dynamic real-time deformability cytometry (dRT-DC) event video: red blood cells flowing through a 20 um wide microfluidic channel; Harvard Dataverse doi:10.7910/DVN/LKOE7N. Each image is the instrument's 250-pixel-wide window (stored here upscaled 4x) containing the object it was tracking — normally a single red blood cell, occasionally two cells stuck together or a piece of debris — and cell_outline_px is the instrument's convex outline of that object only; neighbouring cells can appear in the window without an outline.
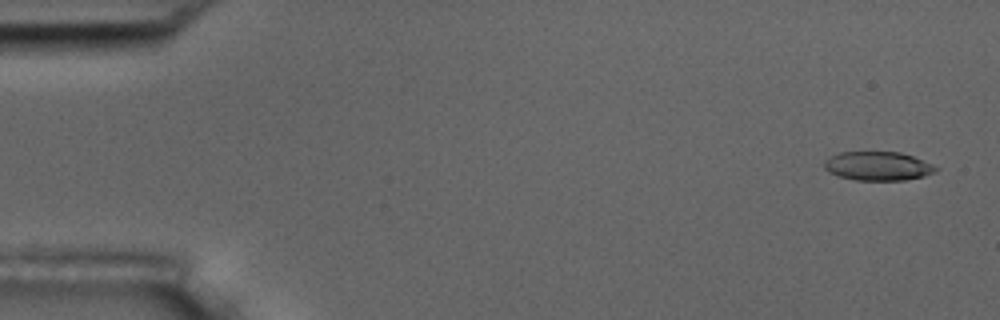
{"species": "common noctule bat (a hibernating species)", "species_latin": "Nyctalus noctula", "temperature_condition": "room temperature", "stored_images_in_passage": 9, "camera_frame_rate_fps": 3000, "um_per_image_px": 0.085, "animal": {"sex": "male", "body_mass_g": 17.5, "forearm_length_mm": 52.3}, "frame": {"image": 1, "passage_image": 1, "time_ms": 0.0, "image_size_px": [1000, 320], "cell_outline_px": [[940, 168], [936, 172], [924, 176], [904, 180], [856, 180], [836, 176], [828, 172], [824, 168], [824, 160], [840, 152], [900, 152], [912, 156], [932, 164]], "centroid_in_image_um": [74.61, 14.12], "position_along_channel_um": 10.4, "area_um2": 18.84}}
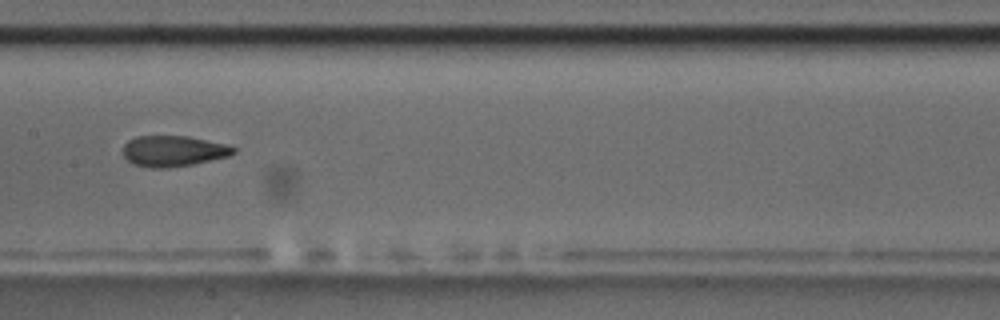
{"frame": {"image": 2, "passage_image": 8, "time_ms": 2.333, "image_size_px": [1000, 320], "cell_outline_px": [[236, 152], [228, 156], [192, 164], [168, 168], [152, 168], [132, 164], [124, 156], [124, 144], [128, 140], [136, 136], [188, 136], [228, 144], [236, 148]], "centroid_in_image_um": [14.74, 12.83], "position_along_channel_um": 192.7, "area_um2": 19.88}}
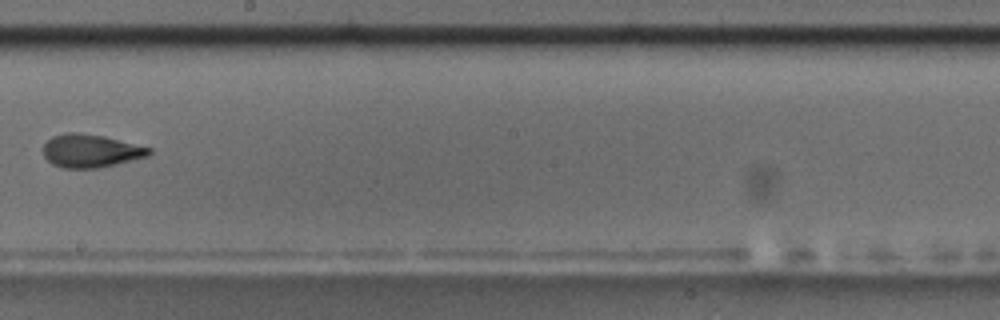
{"frame": {"image": 3, "passage_image": 9, "time_ms": 2.667, "image_size_px": [1000, 320], "cell_outline_px": [[152, 152], [148, 156], [100, 168], [60, 168], [52, 164], [44, 156], [44, 144], [52, 136], [64, 132], [80, 132], [104, 136], [152, 148]], "centroid_in_image_um": [7.7, 12.82], "position_along_channel_um": 240.5, "area_um2": 20.58}}